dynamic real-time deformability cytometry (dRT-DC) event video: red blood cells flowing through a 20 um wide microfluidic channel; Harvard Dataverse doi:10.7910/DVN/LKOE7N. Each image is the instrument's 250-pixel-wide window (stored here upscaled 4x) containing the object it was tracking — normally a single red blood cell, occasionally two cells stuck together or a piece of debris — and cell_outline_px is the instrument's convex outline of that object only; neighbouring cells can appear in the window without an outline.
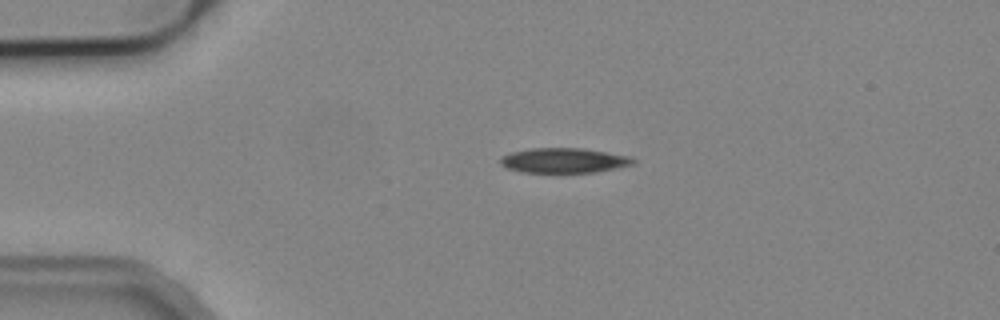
{"species": "common noctule bat (a hibernating species)", "species_latin": "Nyctalus noctula", "temperature_condition": "cold", "stored_images_in_passage": 2, "camera_frame_rate_fps": 3000, "um_per_image_px": 0.085, "animal": {"sex": "male", "body_mass_g": 19.2, "forearm_length_mm": 51.8}, "frame": {"image": 1, "passage_image": 1, "time_ms": 0.0, "image_size_px": [1000, 320], "cell_outline_px": [[636, 164], [596, 172], [520, 172], [508, 168], [500, 164], [500, 160], [504, 156], [512, 152], [532, 148], [584, 148], [632, 156], [636, 160]], "centroid_in_image_um": [48.0, 13.63], "position_along_channel_um": 37.0, "area_um2": 19.31}}